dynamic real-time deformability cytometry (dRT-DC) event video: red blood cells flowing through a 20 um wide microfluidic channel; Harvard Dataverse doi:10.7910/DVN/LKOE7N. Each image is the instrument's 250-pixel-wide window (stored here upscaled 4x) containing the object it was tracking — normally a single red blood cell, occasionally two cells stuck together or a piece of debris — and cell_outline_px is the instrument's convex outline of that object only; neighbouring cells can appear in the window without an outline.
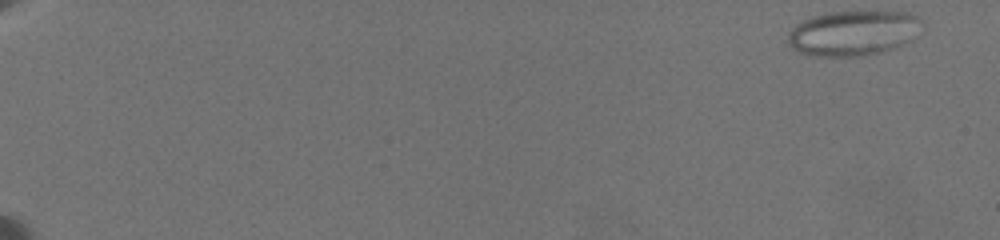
{"species": "common noctule bat (a hibernating species)", "species_latin": "Nyctalus noctula", "temperature_condition": "warm", "stored_images_in_passage": 42, "camera_frame_rate_fps": 3000, "um_per_image_px": 0.085, "animal": {"sex": "female", "body_mass_g": 19.5, "forearm_length_mm": 54.1}, "frame": {"image": 1, "passage_image": 1, "time_ms": 0.0, "image_size_px": [1000, 240], "cell_outline_px": [[924, 28], [912, 40], [892, 48], [880, 52], [860, 56], [812, 56], [800, 52], [792, 48], [788, 44], [788, 32], [796, 24], [812, 16], [832, 12], [904, 12], [916, 16], [924, 20]], "centroid_in_image_um": [72.55, 2.81], "position_along_channel_um": 12.4, "area_um2": 35.32}}
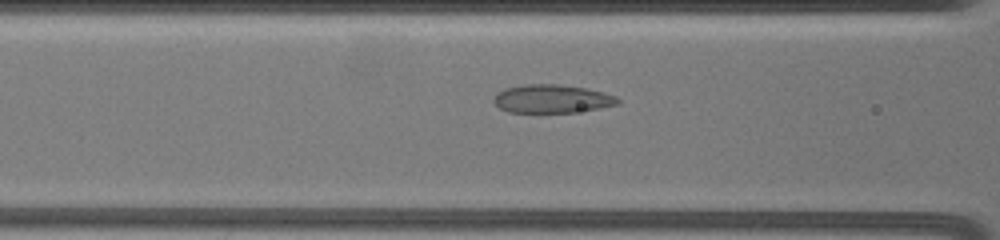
{"frame": {"image": 2, "passage_image": 20, "time_ms": 9.0, "image_size_px": [1000, 240], "cell_outline_px": [[620, 104], [600, 108], [572, 112], [508, 112], [500, 108], [492, 100], [504, 88], [524, 84], [560, 84], [584, 88], [604, 92], [616, 96], [620, 100]], "centroid_in_image_um": [46.94, 8.39], "position_along_channel_um": 119.7, "area_um2": 20.4}}
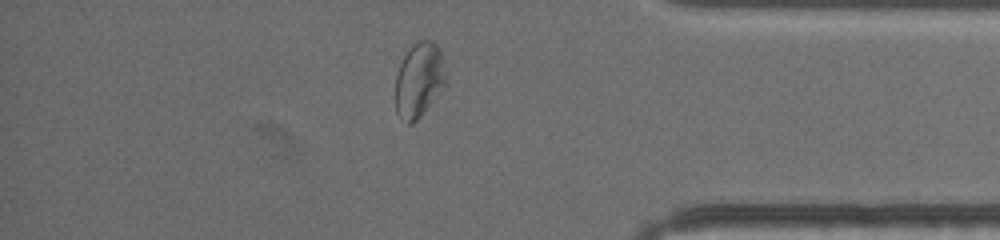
{"frame": {"image": 3, "passage_image": 37, "time_ms": 17.333, "image_size_px": [1000, 240], "cell_outline_px": [[448, 84], [420, 116], [412, 124], [404, 124], [396, 112], [396, 76], [400, 64], [404, 56], [412, 44], [420, 40], [432, 40], [436, 44], [440, 52], [448, 80]], "centroid_in_image_um": [35.64, 6.82], "position_along_channel_um": 399.6, "area_um2": 22.2}, "authors_computed_cell_mechanics": {"area_um2": 22.7443, "velocity_mm_per_s": 3.5479, "shape_relaxation_time_tau1_ms": null, "shape_relaxation_time_tau2_ms": 0.9132, "deformation_change_tau1": null, "deformation_change_tau2": 0.0656}}